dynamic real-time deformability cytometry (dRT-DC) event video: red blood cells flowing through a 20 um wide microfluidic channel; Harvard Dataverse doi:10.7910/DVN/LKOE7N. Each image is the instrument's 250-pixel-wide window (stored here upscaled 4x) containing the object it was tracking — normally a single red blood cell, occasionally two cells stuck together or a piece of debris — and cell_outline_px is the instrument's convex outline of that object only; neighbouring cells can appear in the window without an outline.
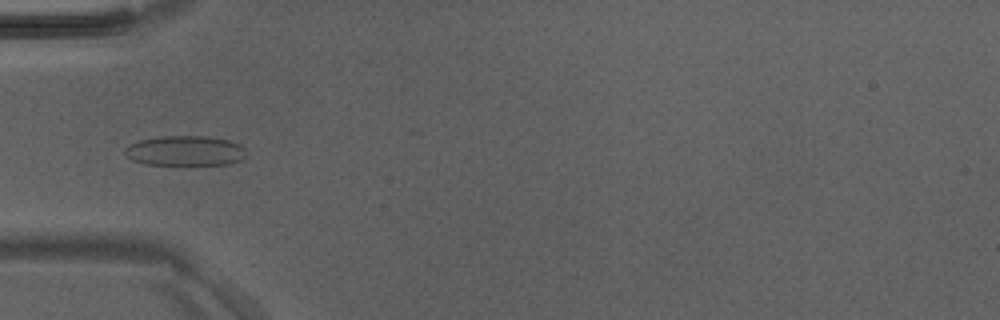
{"species": "Egyptian fruit bat (a non-hibernating species)", "species_latin": "Rousettus aegyptiacus", "temperature_condition": "room temperature", "stored_images_in_passage": 7, "camera_frame_rate_fps": 3000, "um_per_image_px": 0.085, "animal": {"sex": "male"}, "frame": {"image": 1, "passage_image": 5, "time_ms": 1.333, "image_size_px": [1000, 320], "cell_outline_px": [[244, 156], [240, 160], [228, 164], [144, 164], [132, 160], [124, 152], [124, 148], [128, 144], [140, 140], [164, 136], [208, 136], [228, 140], [240, 144], [244, 148]], "centroid_in_image_um": [15.71, 12.81], "position_along_channel_um": 69.3, "area_um2": 21.04}}
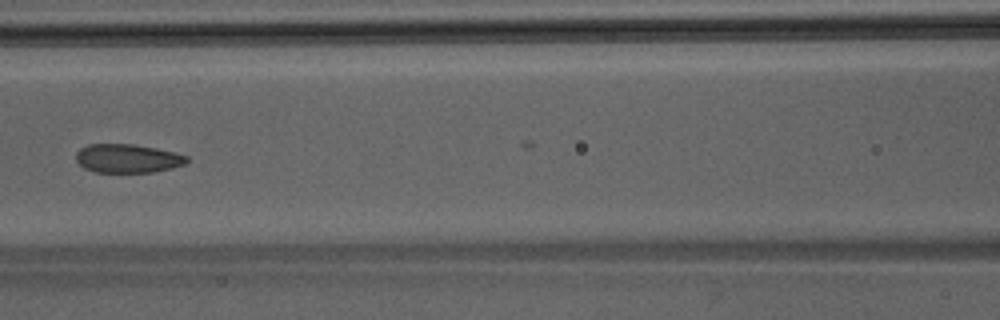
{"frame": {"image": 2, "passage_image": 7, "time_ms": 2.0, "image_size_px": [1000, 320], "cell_outline_px": [[188, 160], [184, 164], [172, 168], [152, 172], [96, 172], [84, 168], [76, 160], [76, 152], [80, 148], [88, 144], [132, 144], [156, 148], [176, 152], [188, 156]], "centroid_in_image_um": [10.84, 13.46], "position_along_channel_um": 155.8, "area_um2": 18.55}}